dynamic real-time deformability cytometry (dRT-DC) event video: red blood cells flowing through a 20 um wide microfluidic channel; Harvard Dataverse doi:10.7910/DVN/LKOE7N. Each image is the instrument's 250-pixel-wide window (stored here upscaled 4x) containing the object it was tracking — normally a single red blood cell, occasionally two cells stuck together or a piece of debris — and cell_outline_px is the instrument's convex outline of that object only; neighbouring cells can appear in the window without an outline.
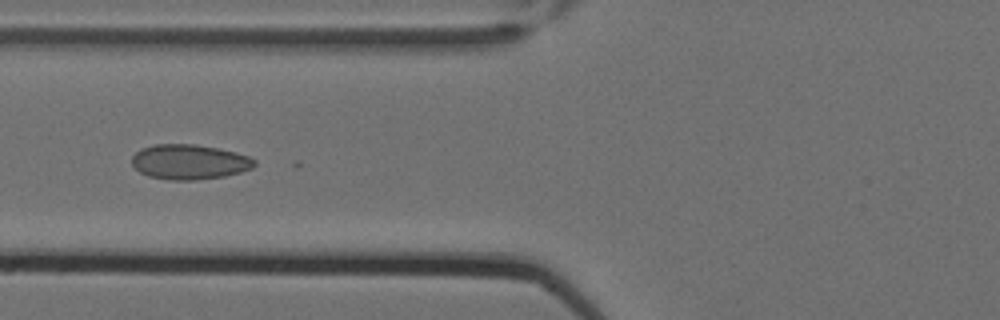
{"species": "Egyptian fruit bat (a non-hibernating species)", "species_latin": "Rousettus aegyptiacus", "temperature_condition": "cold", "stored_images_in_passage": 12, "camera_frame_rate_fps": 3000, "um_per_image_px": 0.085, "animal": {"sex": "female"}, "frame": {"image": 1, "passage_image": 7, "time_ms": 2.0, "image_size_px": [1000, 320], "cell_outline_px": [[256, 164], [252, 168], [240, 172], [224, 176], [196, 180], [168, 180], [148, 176], [140, 172], [132, 164], [132, 156], [140, 148], [156, 144], [196, 144], [236, 152], [248, 156], [256, 160]], "centroid_in_image_um": [16.08, 13.76], "position_along_channel_um": 109.7, "area_um2": 25.03}}
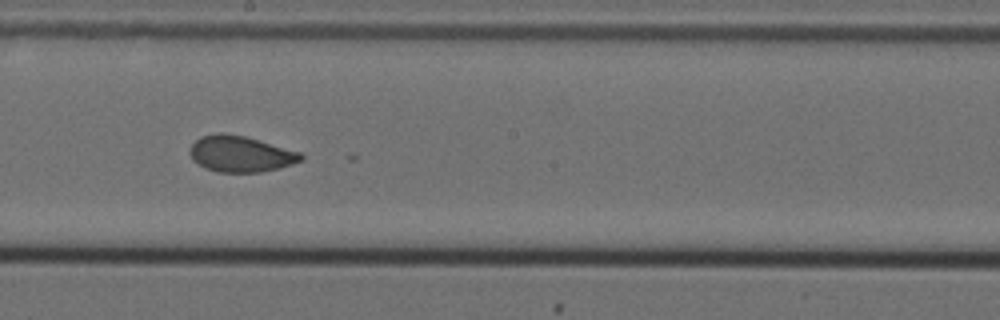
{"frame": {"image": 2, "passage_image": 10, "time_ms": 3.0, "image_size_px": [1000, 320], "cell_outline_px": [[304, 160], [280, 168], [260, 172], [216, 172], [204, 168], [192, 160], [188, 152], [192, 144], [200, 136], [220, 132], [224, 132], [244, 136], [300, 152], [304, 156]], "centroid_in_image_um": [20.42, 13.09], "position_along_channel_um": 227.8, "area_um2": 23.52}}
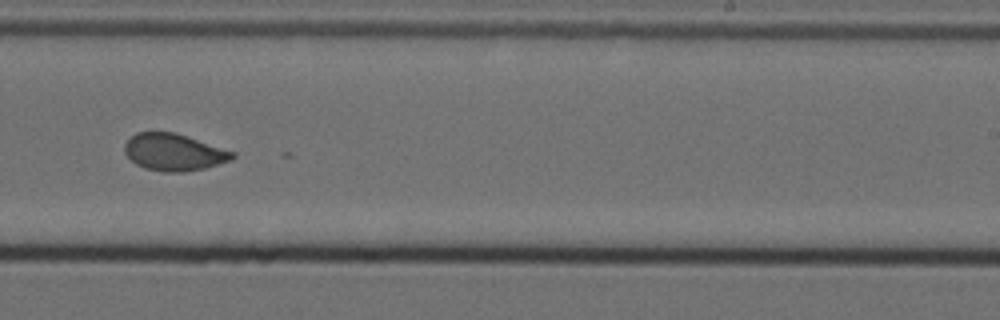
{"frame": {"image": 3, "passage_image": 11, "time_ms": 3.333, "image_size_px": [1000, 320], "cell_outline_px": [[236, 156], [232, 160], [204, 168], [184, 172], [164, 172], [144, 168], [136, 164], [124, 152], [124, 144], [136, 132], [176, 132], [236, 152]], "centroid_in_image_um": [14.8, 12.93], "position_along_channel_um": 274.2, "area_um2": 23.35}}